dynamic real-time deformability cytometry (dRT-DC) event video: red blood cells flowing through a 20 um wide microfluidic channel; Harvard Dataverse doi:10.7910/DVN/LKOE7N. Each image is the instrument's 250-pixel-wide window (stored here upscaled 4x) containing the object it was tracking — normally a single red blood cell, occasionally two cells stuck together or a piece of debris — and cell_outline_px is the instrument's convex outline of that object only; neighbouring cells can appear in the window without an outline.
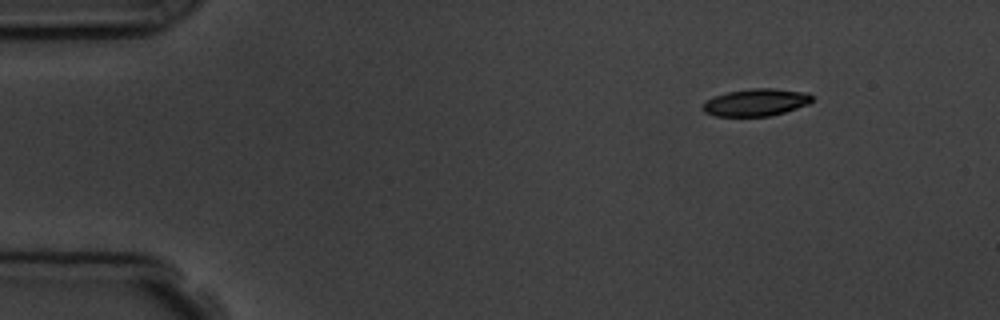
{"species": "common noctule bat (a hibernating species)", "species_latin": "Nyctalus noctula", "temperature_condition": "room temperature", "stored_images_in_passage": 7, "camera_frame_rate_fps": 3000, "um_per_image_px": 0.085, "animal": {"sex": "male", "body_mass_g": 19.5, "forearm_length_mm": 54.6}, "frame": {"image": 1, "passage_image": 1, "time_ms": 0.0, "image_size_px": [1000, 320], "cell_outline_px": [[812, 100], [808, 104], [784, 112], [768, 116], [716, 116], [704, 112], [700, 108], [708, 100], [716, 96], [728, 92], [752, 88], [772, 88], [808, 92], [812, 96]], "centroid_in_image_um": [64.27, 8.7], "position_along_channel_um": 20.7, "area_um2": 17.22}}
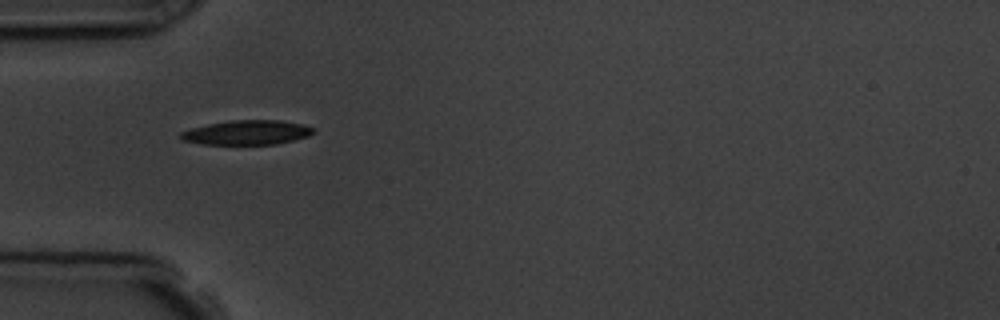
{"frame": {"image": 2, "passage_image": 4, "time_ms": 3.333, "image_size_px": [1000, 320], "cell_outline_px": [[316, 132], [308, 136], [276, 144], [200, 144], [180, 140], [180, 132], [192, 128], [208, 124], [232, 120], [280, 120], [304, 124], [316, 128]], "centroid_in_image_um": [21.01, 11.26], "position_along_channel_um": 64.0, "area_um2": 19.02}}